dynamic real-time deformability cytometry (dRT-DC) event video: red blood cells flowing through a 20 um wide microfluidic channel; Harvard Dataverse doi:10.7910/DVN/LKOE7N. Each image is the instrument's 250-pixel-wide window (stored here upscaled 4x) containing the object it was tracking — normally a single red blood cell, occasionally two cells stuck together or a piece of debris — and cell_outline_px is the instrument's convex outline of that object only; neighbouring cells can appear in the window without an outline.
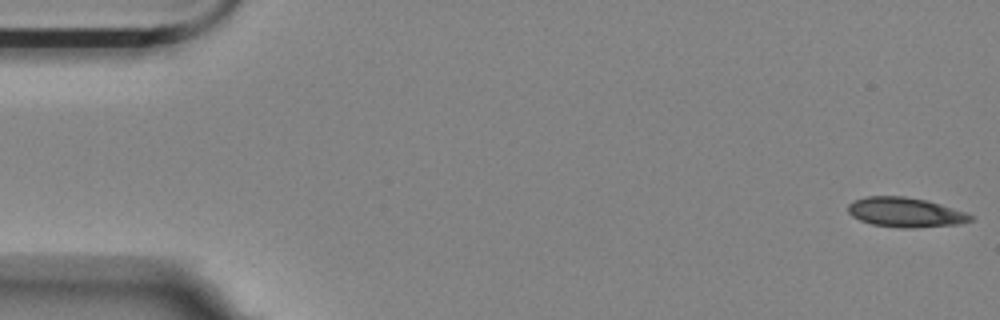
{"species": "Egyptian fruit bat (a non-hibernating species)", "species_latin": "Rousettus aegyptiacus", "temperature_condition": "room temperature", "stored_images_in_passage": 12, "camera_frame_rate_fps": 3000, "um_per_image_px": 0.085, "animal": {"sex": "female"}, "frame": {"image": 1, "passage_image": 1, "time_ms": 0.0, "image_size_px": [1000, 320], "cell_outline_px": [[976, 220], [960, 224], [916, 228], [900, 228], [872, 224], [860, 220], [852, 216], [848, 212], [848, 204], [856, 200], [868, 196], [904, 196], [928, 200], [976, 216]], "centroid_in_image_um": [77.01, 18.06], "position_along_channel_um": 8.0, "area_um2": 21.33}}